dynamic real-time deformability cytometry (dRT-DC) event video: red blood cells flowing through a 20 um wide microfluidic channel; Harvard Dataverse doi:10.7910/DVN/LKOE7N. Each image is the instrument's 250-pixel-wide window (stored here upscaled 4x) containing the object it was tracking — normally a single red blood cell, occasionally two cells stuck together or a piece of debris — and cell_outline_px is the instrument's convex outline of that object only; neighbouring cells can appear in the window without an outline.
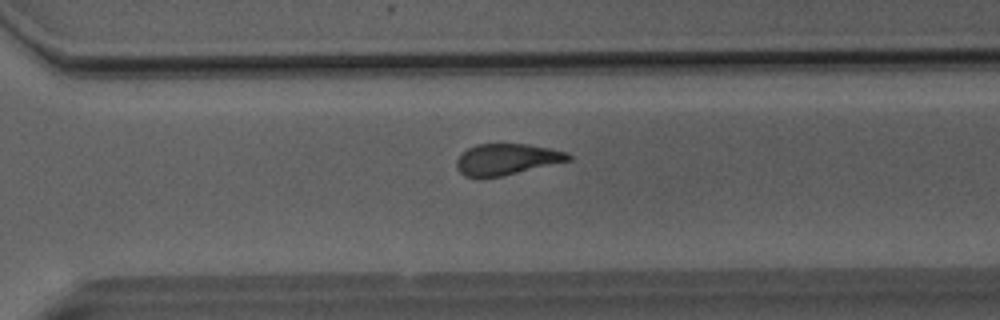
{"species": "Egyptian fruit bat (a non-hibernating species)", "species_latin": "Rousettus aegyptiacus", "temperature_condition": "room temperature", "stored_images_in_passage": 47, "camera_frame_rate_fps": 3000, "um_per_image_px": 0.085, "animal": {"sex": "male"}, "frame": {"image": 1, "passage_image": 32, "time_ms": 10.333, "image_size_px": [1000, 320], "cell_outline_px": [[572, 160], [504, 176], [464, 176], [456, 168], [456, 160], [468, 148], [476, 144], [528, 144], [568, 152], [572, 156]], "centroid_in_image_um": [43.11, 13.53], "position_along_channel_um": 327.5, "area_um2": 20.23}}
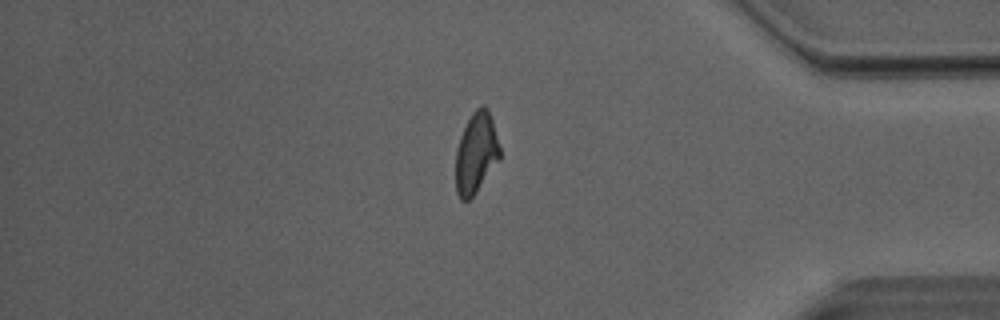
{"frame": {"image": 2, "passage_image": 39, "time_ms": 12.667, "image_size_px": [1000, 320], "cell_outline_px": [[500, 160], [476, 192], [468, 200], [460, 200], [456, 192], [456, 148], [460, 136], [472, 112], [480, 104], [488, 108], [492, 120], [500, 148]], "centroid_in_image_um": [40.47, 13.01], "position_along_channel_um": 394.7, "area_um2": 20.81}}
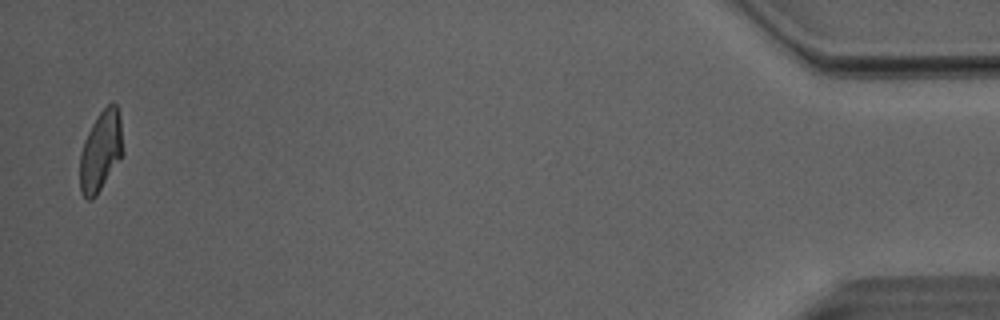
{"frame": {"image": 3, "passage_image": 46, "time_ms": 15.0, "image_size_px": [1000, 320], "cell_outline_px": [[124, 152], [96, 196], [92, 200], [88, 200], [80, 192], [80, 152], [84, 140], [92, 124], [100, 112], [112, 100], [116, 104], [120, 116]], "centroid_in_image_um": [8.57, 12.83], "position_along_channel_um": 426.6, "area_um2": 20.17}, "authors_computed_cell_mechanics": {"area_um2": 21.5594, "velocity_mm_per_s": 4.0437, "shape_relaxation_time_tau1_ms": null, "shape_relaxation_time_tau2_ms": 1.8022, "deformation_change_tau1": null, "deformation_change_tau2": 0.0923}}